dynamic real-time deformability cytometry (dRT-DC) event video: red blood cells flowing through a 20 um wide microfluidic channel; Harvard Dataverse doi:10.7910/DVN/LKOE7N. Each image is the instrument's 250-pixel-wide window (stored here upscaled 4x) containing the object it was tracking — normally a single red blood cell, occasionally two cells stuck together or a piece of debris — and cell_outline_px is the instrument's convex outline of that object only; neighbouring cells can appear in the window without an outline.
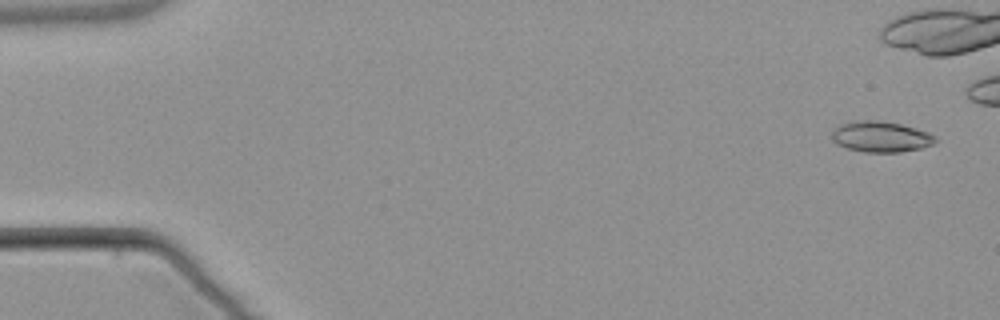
{"species": "common noctule bat (a hibernating species)", "species_latin": "Nyctalus noctula", "temperature_condition": "warm", "stored_images_in_passage": 4, "camera_frame_rate_fps": 3000, "um_per_image_px": 0.085, "animal": {"sex": "male", "body_mass_g": 21.5, "forearm_length_mm": 52.0}, "frame": {"image": 1, "passage_image": 1, "time_ms": 0.0, "image_size_px": [1000, 320], "cell_outline_px": [[936, 140], [932, 144], [920, 148], [900, 152], [864, 152], [848, 148], [836, 144], [832, 140], [832, 132], [840, 124], [860, 120], [876, 120], [900, 124], [928, 132], [936, 136]], "centroid_in_image_um": [74.85, 11.62], "position_along_channel_um": 10.1, "area_um2": 18.38}}